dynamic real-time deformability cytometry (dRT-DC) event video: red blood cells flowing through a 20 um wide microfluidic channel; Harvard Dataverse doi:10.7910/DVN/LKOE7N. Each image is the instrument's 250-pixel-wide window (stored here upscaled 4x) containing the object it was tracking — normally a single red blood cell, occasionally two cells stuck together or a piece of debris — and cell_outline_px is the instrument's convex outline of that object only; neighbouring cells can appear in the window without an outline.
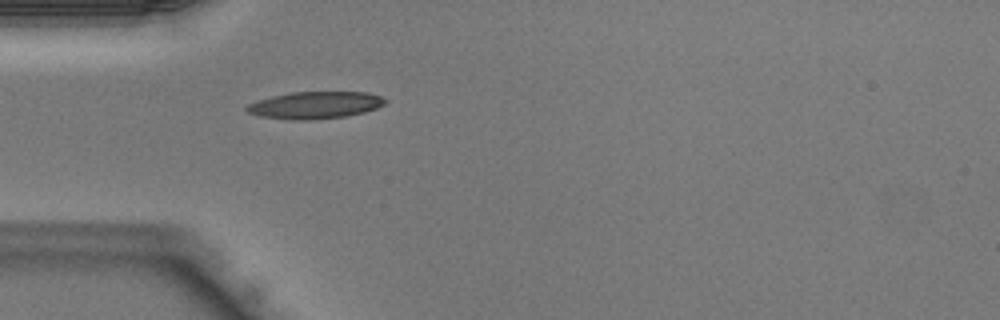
{"species": "Egyptian fruit bat (a non-hibernating species)", "species_latin": "Rousettus aegyptiacus", "temperature_condition": "warm", "stored_images_in_passage": 29, "camera_frame_rate_fps": 3000, "um_per_image_px": 0.085, "animal": {"sex": "male"}, "frame": {"image": 1, "passage_image": 1, "time_ms": 0.0, "image_size_px": [1000, 320], "cell_outline_px": [[388, 100], [384, 104], [376, 108], [364, 112], [344, 116], [308, 120], [296, 120], [260, 116], [248, 112], [244, 108], [248, 104], [256, 100], [272, 96], [292, 92], [368, 92], [380, 96]], "centroid_in_image_um": [26.77, 8.93], "position_along_channel_um": 58.2, "area_um2": 21.73}}
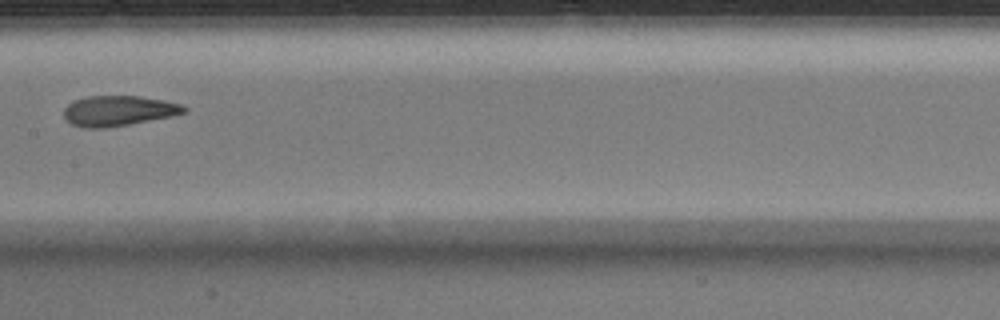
{"frame": {"image": 2, "passage_image": 10, "time_ms": 3.0, "image_size_px": [1000, 320], "cell_outline_px": [[188, 108], [184, 112], [172, 116], [128, 124], [104, 128], [84, 128], [72, 124], [64, 116], [64, 108], [72, 100], [88, 96], [140, 96], [164, 100], [180, 104]], "centroid_in_image_um": [10.04, 9.41], "position_along_channel_um": 197.4, "area_um2": 21.1}}
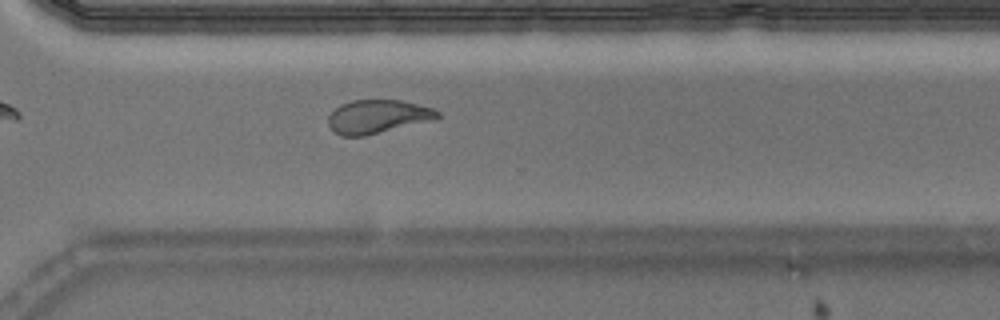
{"frame": {"image": 3, "passage_image": 19, "time_ms": 6.0, "image_size_px": [1000, 320], "cell_outline_px": [[440, 116], [436, 120], [364, 136], [340, 136], [332, 132], [328, 124], [328, 116], [340, 104], [352, 100], [400, 100], [432, 108], [440, 112]], "centroid_in_image_um": [32.09, 9.92], "position_along_channel_um": 338.5, "area_um2": 21.56}}